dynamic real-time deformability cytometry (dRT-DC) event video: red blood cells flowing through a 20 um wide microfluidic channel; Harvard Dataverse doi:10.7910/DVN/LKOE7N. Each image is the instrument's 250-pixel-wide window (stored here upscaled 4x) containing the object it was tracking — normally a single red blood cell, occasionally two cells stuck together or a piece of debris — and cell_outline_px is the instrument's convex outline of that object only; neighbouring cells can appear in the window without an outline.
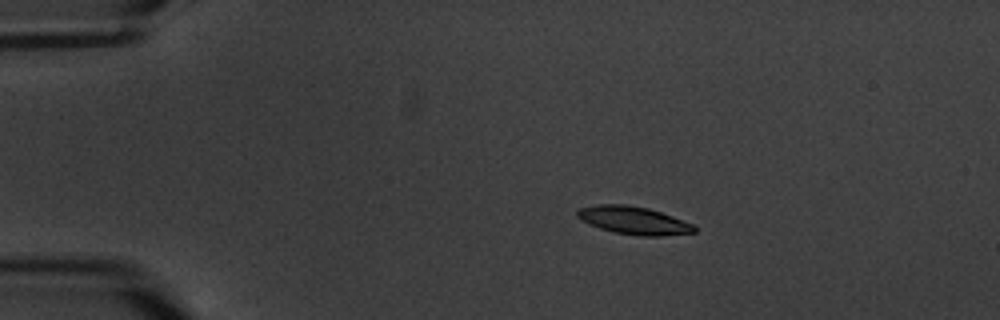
{"species": "common noctule bat (a hibernating species)", "species_latin": "Nyctalus noctula", "temperature_condition": "warm", "stored_images_in_passage": 4, "camera_frame_rate_fps": 3000, "um_per_image_px": 0.085, "animal": {"sex": "male", "body_mass_g": 20.1, "forearm_length_mm": 53.5}, "frame": {"image": 1, "passage_image": 2, "time_ms": 2.0, "image_size_px": [1000, 320], "cell_outline_px": [[696, 232], [660, 236], [640, 236], [616, 232], [600, 228], [588, 224], [580, 220], [576, 216], [576, 212], [580, 208], [596, 204], [628, 204], [648, 208], [696, 224]], "centroid_in_image_um": [53.87, 18.73], "position_along_channel_um": 31.1, "area_um2": 19.13}}